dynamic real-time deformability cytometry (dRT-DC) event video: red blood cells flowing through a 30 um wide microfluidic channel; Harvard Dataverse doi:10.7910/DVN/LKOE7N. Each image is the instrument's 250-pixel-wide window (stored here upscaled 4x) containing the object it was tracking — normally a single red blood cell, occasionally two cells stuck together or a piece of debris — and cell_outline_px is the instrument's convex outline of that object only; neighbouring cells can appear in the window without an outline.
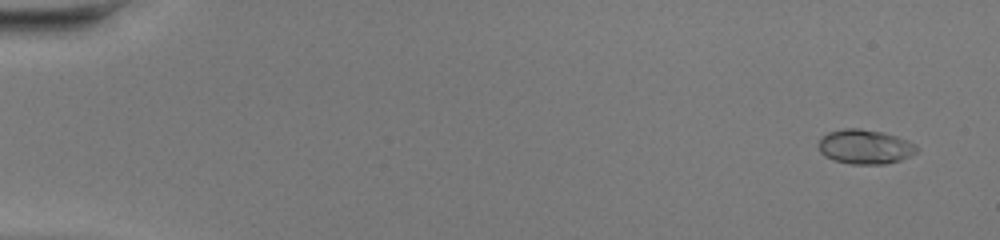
{"species": "common noctule bat (a hibernating species)", "species_latin": "Nyctalus noctula", "temperature_condition": "warm", "stored_images_in_passage": 49, "camera_frame_rate_fps": 3000, "um_per_image_px": 0.085, "animal": {"sex": "female", "body_mass_g": 20.0, "forearm_length_mm": 54.0}, "frame": {"image": 1, "passage_image": 3, "time_ms": 0.667, "image_size_px": [1000, 240], "cell_outline_px": [[920, 148], [916, 152], [900, 160], [884, 164], [852, 164], [832, 160], [824, 156], [820, 152], [820, 140], [828, 132], [844, 128], [860, 128], [884, 132], [908, 140], [916, 144]], "centroid_in_image_um": [73.55, 12.47], "position_along_channel_um": 11.5, "area_um2": 19.77}}
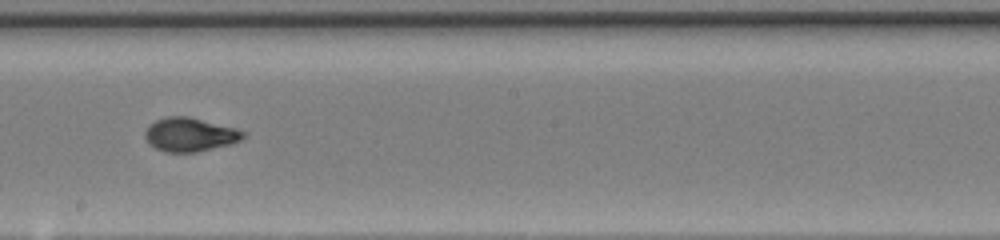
{"frame": {"image": 2, "passage_image": 29, "time_ms": 9.333, "image_size_px": [1000, 240], "cell_outline_px": [[244, 136], [240, 140], [232, 144], [196, 152], [164, 152], [148, 144], [144, 136], [144, 132], [148, 124], [164, 116], [188, 116], [236, 128], [244, 132]], "centroid_in_image_um": [16.09, 11.43], "position_along_channel_um": 232.1, "area_um2": 19.48}}
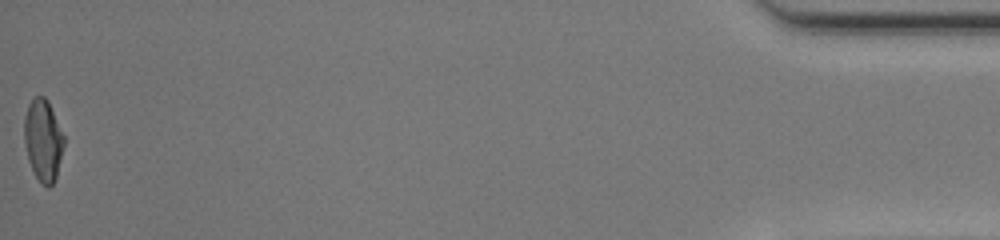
{"frame": {"image": 3, "passage_image": 49, "time_ms": 16.0, "image_size_px": [1000, 240], "cell_outline_px": [[64, 144], [56, 176], [52, 184], [48, 188], [40, 184], [28, 160], [24, 144], [24, 116], [28, 104], [36, 96], [44, 96], [48, 100], [64, 136]], "centroid_in_image_um": [3.65, 11.91], "position_along_channel_um": 431.6, "area_um2": 18.9}, "authors_computed_cell_mechanics": {"area_um2": 18.785, "velocity_mm_per_s": 4.3542, "shape_relaxation_time_tau1_ms": 5.0167, "shape_relaxation_time_tau2_ms": 0.7288, "deformation_change_tau1": 0.2297, "deformation_change_tau2": 0.0398}}